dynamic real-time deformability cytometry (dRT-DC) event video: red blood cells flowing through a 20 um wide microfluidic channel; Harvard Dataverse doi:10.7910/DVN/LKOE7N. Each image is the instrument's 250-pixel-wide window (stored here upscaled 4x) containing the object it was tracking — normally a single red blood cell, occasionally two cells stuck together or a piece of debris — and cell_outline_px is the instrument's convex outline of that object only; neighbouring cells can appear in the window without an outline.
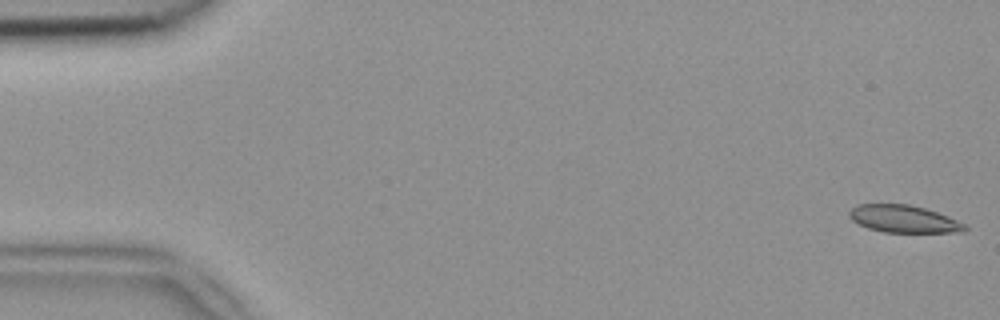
{"species": "common noctule bat (a hibernating species)", "species_latin": "Nyctalus noctula", "temperature_condition": "room temperature", "stored_images_in_passage": 52, "camera_frame_rate_fps": 3000, "um_per_image_px": 0.085, "animal": {"sex": "female", "body_mass_g": 18.4}, "frame": {"image": 1, "passage_image": 1, "time_ms": 0.0, "image_size_px": [1000, 320], "cell_outline_px": [[968, 228], [964, 232], [884, 232], [868, 228], [852, 220], [848, 216], [848, 212], [856, 204], [908, 204], [924, 208], [948, 216], [964, 224]], "centroid_in_image_um": [76.79, 18.61], "position_along_channel_um": 8.2, "area_um2": 18.32}}
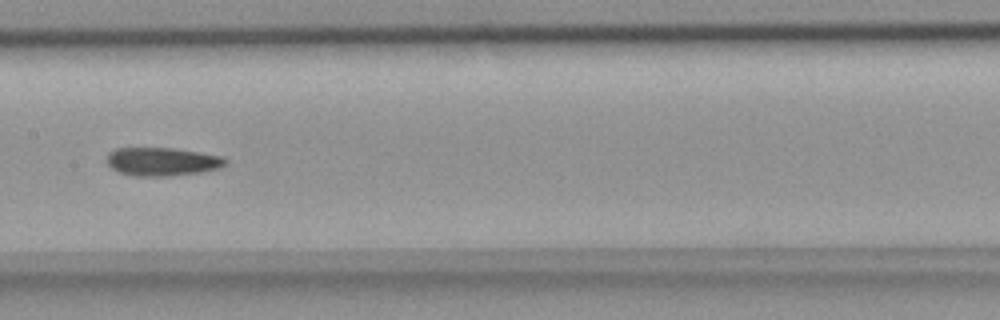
{"frame": {"image": 2, "passage_image": 26, "time_ms": 8.333, "image_size_px": [1000, 320], "cell_outline_px": [[228, 164], [220, 168], [200, 172], [168, 176], [136, 176], [120, 172], [112, 168], [104, 160], [108, 152], [116, 148], [172, 148], [200, 152], [224, 156], [228, 160]], "centroid_in_image_um": [13.8, 13.73], "position_along_channel_um": 193.6, "area_um2": 19.83}}
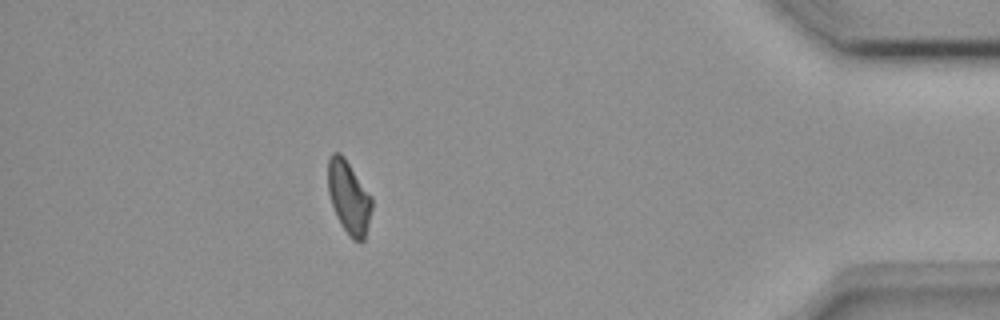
{"frame": {"image": 3, "passage_image": 46, "time_ms": 15.0, "image_size_px": [1000, 320], "cell_outline_px": [[372, 208], [364, 240], [360, 244], [352, 240], [336, 216], [328, 192], [328, 160], [332, 152], [340, 152], [344, 156], [372, 196]], "centroid_in_image_um": [29.66, 16.77], "position_along_channel_um": 405.5, "area_um2": 18.73}, "authors_computed_cell_mechanics": {"area_um2": 19.7098, "velocity_mm_per_s": 3.9124, "shape_relaxation_time_tau1_ms": null, "shape_relaxation_time_tau2_ms": 7.9204, "deformation_change_tau1": null, "deformation_change_tau2": 0.1551}}